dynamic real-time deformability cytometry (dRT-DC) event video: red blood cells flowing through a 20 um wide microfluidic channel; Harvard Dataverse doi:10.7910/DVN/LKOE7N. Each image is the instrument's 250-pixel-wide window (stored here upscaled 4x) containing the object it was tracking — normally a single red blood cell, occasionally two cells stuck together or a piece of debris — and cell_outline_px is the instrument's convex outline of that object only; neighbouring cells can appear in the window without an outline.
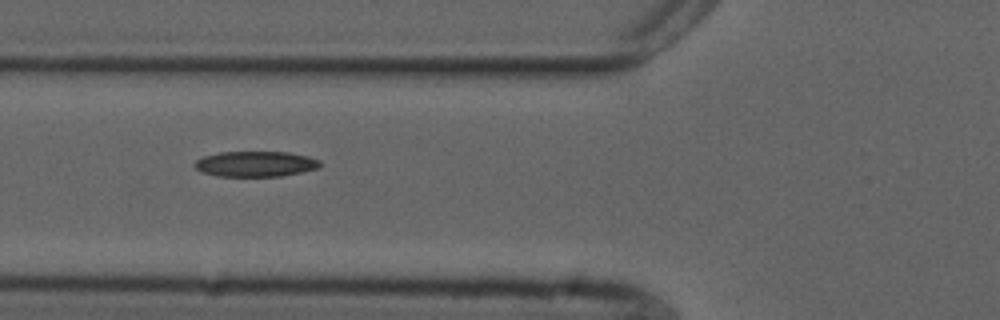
{"species": "common noctule bat (a hibernating species)", "species_latin": "Nyctalus noctula", "temperature_condition": "cold", "stored_images_in_passage": 7, "camera_frame_rate_fps": 3000, "um_per_image_px": 0.085, "animal": {"sex": "male", "forearm_length_mm": 52.5}, "frame": {"image": 1, "passage_image": 6, "time_ms": 1.667, "image_size_px": [1000, 320], "cell_outline_px": [[320, 168], [280, 176], [216, 176], [200, 172], [192, 164], [196, 160], [204, 156], [220, 152], [288, 152], [308, 156], [320, 160]], "centroid_in_image_um": [21.7, 13.93], "position_along_channel_um": 104.1, "area_um2": 18.67}}